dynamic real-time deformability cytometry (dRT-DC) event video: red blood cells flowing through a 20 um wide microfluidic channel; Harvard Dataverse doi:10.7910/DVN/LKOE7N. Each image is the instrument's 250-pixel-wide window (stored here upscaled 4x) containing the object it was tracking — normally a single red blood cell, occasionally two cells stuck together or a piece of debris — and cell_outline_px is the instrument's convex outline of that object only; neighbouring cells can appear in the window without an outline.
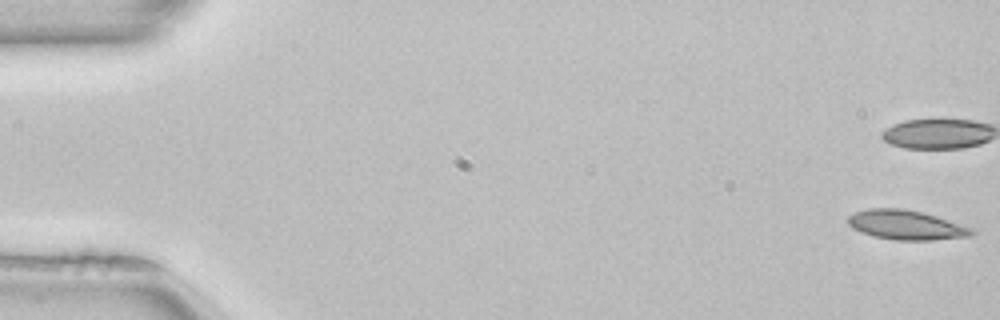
{"species": "common noctule bat (a hibernating species)", "species_latin": "Nyctalus noctula", "temperature_condition": "room temperature", "stored_images_in_passage": 51, "camera_frame_rate_fps": 3000, "um_per_image_px": 0.085, "animal": {"sex": "female", "body_mass_g": 22.7, "forearm_length_mm": 54.2}, "frame": {"image": 1, "passage_image": 1, "time_ms": 0.0, "image_size_px": [1000, 320], "cell_outline_px": [[976, 232], [968, 236], [932, 240], [896, 240], [872, 236], [860, 232], [852, 228], [848, 224], [848, 216], [856, 212], [868, 208], [904, 208], [936, 216], [972, 228]], "centroid_in_image_um": [76.98, 19.12], "position_along_channel_um": 8.0, "area_um2": 21.15}, "authors_computed_cell_mechanics": {"area_um2": 20.3456, "velocity_mm_per_s": 4.0176, "shape_relaxation_time_tau1_ms": 9.1105, "shape_relaxation_time_tau2_ms": 2.8, "deformation_change_tau1": 0.1843, "deformation_change_tau2": 0.0932}}